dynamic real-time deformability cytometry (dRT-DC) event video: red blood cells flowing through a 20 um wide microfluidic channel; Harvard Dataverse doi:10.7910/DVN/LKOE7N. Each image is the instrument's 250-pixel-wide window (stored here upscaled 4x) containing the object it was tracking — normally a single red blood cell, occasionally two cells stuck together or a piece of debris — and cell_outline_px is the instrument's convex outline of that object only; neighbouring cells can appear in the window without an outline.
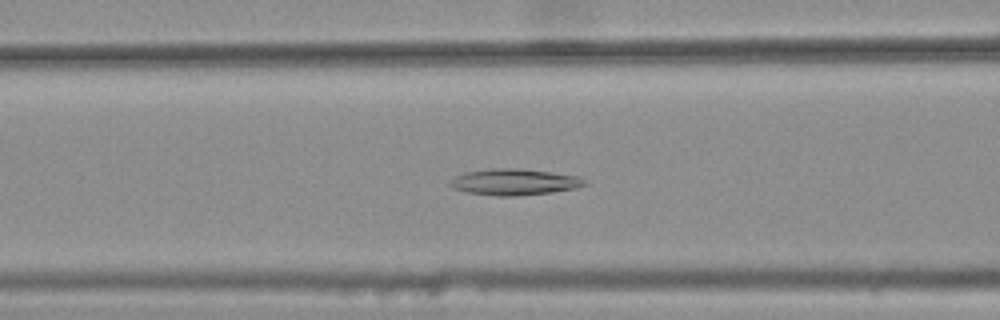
{"species": "common noctule bat (a hibernating species)", "species_latin": "Nyctalus noctula", "temperature_condition": "warm", "stored_images_in_passage": 45, "camera_frame_rate_fps": 3000, "um_per_image_px": 0.085, "animal": {"sex": "female", "body_mass_g": 25.1}, "frame": {"image": 1, "passage_image": 20, "time_ms": 6.333, "image_size_px": [1000, 320], "cell_outline_px": [[588, 184], [576, 188], [552, 192], [516, 196], [496, 196], [468, 192], [452, 188], [448, 184], [448, 180], [464, 172], [488, 168], [520, 168], [580, 176]], "centroid_in_image_um": [43.69, 15.46], "position_along_channel_um": 122.9, "area_um2": 20.81}}
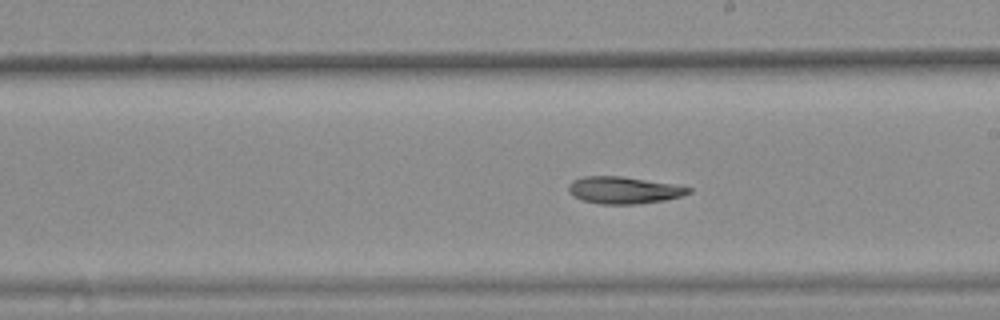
{"frame": {"image": 2, "passage_image": 29, "time_ms": 9.333, "image_size_px": [1000, 320], "cell_outline_px": [[692, 192], [680, 196], [664, 200], [636, 204], [600, 204], [584, 200], [572, 196], [568, 192], [568, 184], [572, 180], [584, 176], [620, 176], [672, 184], [692, 188]], "centroid_in_image_um": [52.97, 16.16], "position_along_channel_um": 236.0, "area_um2": 18.79}}
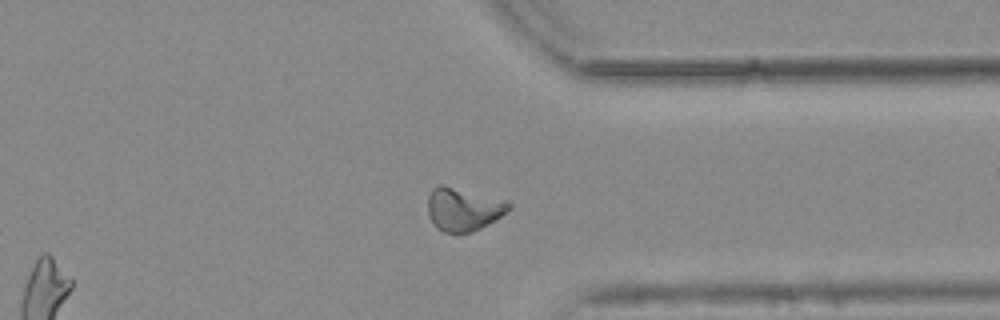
{"frame": {"image": 3, "passage_image": 40, "time_ms": 13.0, "image_size_px": [1000, 320], "cell_outline_px": [[512, 208], [500, 216], [480, 228], [468, 232], [444, 232], [436, 228], [432, 224], [428, 216], [428, 196], [432, 188], [440, 184], [444, 184], [508, 200], [512, 204]], "centroid_in_image_um": [39.37, 17.75], "position_along_channel_um": 372.0, "area_um2": 20.58}}